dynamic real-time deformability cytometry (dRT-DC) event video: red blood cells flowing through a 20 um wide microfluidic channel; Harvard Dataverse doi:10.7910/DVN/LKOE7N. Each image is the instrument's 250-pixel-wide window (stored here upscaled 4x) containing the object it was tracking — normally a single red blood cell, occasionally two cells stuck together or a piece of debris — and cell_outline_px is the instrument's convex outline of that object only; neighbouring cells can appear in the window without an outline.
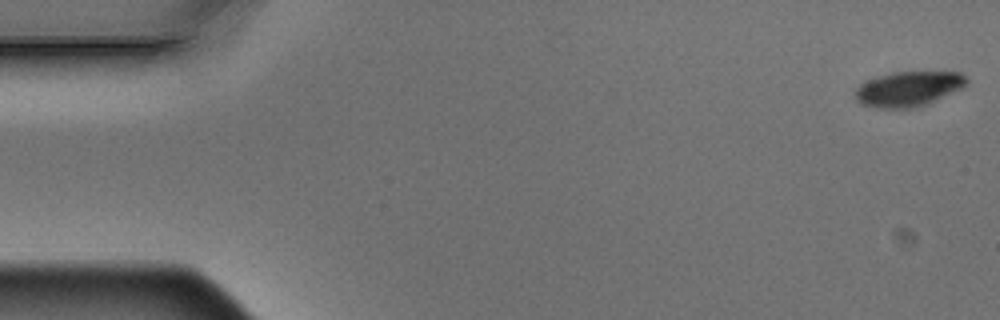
{"species": "Egyptian fruit bat (a non-hibernating species)", "species_latin": "Rousettus aegyptiacus", "temperature_condition": "warm", "stored_images_in_passage": 6, "camera_frame_rate_fps": 3000, "um_per_image_px": 0.085, "animal": {"sex": "male"}, "frame": {"image": 1, "passage_image": 1, "time_ms": 0.0, "image_size_px": [1000, 320], "cell_outline_px": [[968, 84], [960, 88], [924, 104], [912, 108], [876, 108], [860, 104], [856, 100], [856, 88], [864, 80], [876, 76], [892, 72], [960, 72], [968, 80]], "centroid_in_image_um": [77.14, 7.54], "position_along_channel_um": 7.9, "area_um2": 22.48}}
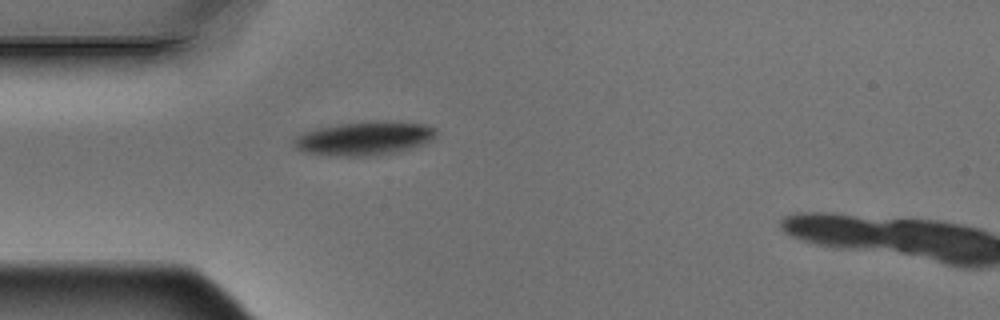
{"frame": {"image": 2, "passage_image": 5, "time_ms": 1.333, "image_size_px": [1000, 320], "cell_outline_px": [[436, 132], [432, 140], [416, 148], [400, 152], [376, 156], [328, 156], [304, 152], [296, 148], [292, 144], [292, 140], [296, 136], [304, 132], [316, 128], [340, 124], [376, 120], [424, 124], [436, 128]], "centroid_in_image_um": [30.97, 11.78], "position_along_channel_um": 54.0, "area_um2": 28.5}}